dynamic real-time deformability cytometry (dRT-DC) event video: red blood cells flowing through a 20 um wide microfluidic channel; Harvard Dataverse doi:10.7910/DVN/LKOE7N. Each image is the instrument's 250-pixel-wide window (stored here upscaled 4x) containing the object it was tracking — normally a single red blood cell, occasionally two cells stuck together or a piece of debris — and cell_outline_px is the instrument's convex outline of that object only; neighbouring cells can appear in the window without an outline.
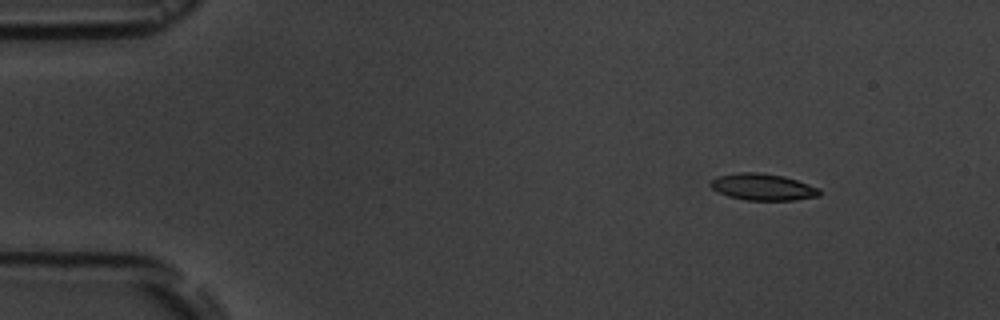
{"species": "common noctule bat (a hibernating species)", "species_latin": "Nyctalus noctula", "temperature_condition": "room temperature", "stored_images_in_passage": 4, "camera_frame_rate_fps": 3000, "um_per_image_px": 0.085, "animal": {"sex": "male", "body_mass_g": 19.5, "forearm_length_mm": 54.6}, "frame": {"image": 1, "passage_image": 1, "time_ms": 0.0, "image_size_px": [1000, 320], "cell_outline_px": [[820, 196], [796, 200], [748, 200], [728, 196], [712, 188], [708, 184], [716, 176], [736, 172], [756, 172], [784, 176], [820, 188]], "centroid_in_image_um": [64.84, 15.89], "position_along_channel_um": 20.2, "area_um2": 16.94}}
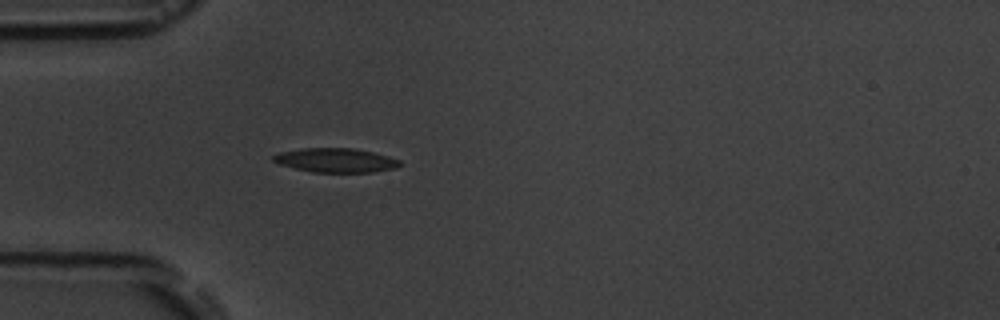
{"frame": {"image": 2, "passage_image": 4, "time_ms": 3.333, "image_size_px": [1000, 320], "cell_outline_px": [[400, 164], [396, 168], [372, 172], [312, 172], [280, 164], [272, 160], [272, 156], [280, 152], [300, 148], [352, 148], [372, 152], [388, 156], [400, 160]], "centroid_in_image_um": [28.53, 13.62], "position_along_channel_um": 56.5, "area_um2": 17.69}}